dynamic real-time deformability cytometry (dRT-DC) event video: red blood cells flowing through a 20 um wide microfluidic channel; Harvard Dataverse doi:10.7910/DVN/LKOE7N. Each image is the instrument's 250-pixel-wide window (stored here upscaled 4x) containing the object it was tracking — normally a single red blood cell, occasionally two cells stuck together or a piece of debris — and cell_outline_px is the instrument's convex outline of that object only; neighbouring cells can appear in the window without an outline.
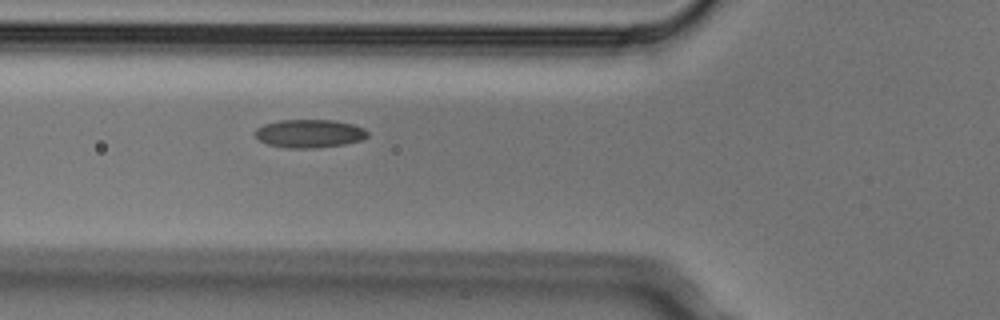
{"species": "Egyptian fruit bat (a non-hibernating species)", "species_latin": "Rousettus aegyptiacus", "temperature_condition": "cold", "stored_images_in_passage": 4, "camera_frame_rate_fps": 3000, "um_per_image_px": 0.085, "animal": {"sex": "male"}, "frame": {"image": 1, "passage_image": 4, "time_ms": 1.0, "image_size_px": [1000, 320], "cell_outline_px": [[368, 136], [360, 140], [344, 144], [312, 148], [284, 148], [268, 144], [260, 140], [252, 132], [256, 128], [264, 124], [280, 120], [332, 120], [352, 124], [364, 128], [368, 132]], "centroid_in_image_um": [26.27, 11.35], "position_along_channel_um": 99.5, "area_um2": 18.5}}